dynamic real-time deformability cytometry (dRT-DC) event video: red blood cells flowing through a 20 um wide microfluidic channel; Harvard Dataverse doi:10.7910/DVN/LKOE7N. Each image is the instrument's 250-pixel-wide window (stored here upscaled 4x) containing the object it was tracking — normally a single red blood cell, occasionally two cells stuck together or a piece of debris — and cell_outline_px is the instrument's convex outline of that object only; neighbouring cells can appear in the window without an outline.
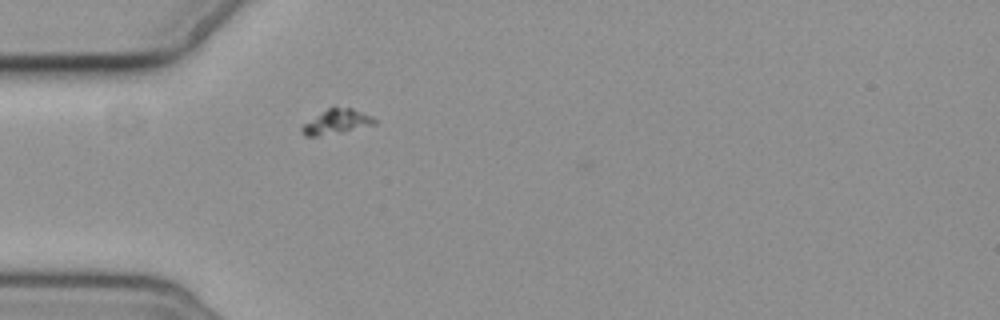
{"species": "common noctule bat (a hibernating species)", "species_latin": "Nyctalus noctula", "temperature_condition": "cold", "stored_images_in_passage": 1, "camera_frame_rate_fps": 3000, "um_per_image_px": 0.085, "animal": {"sex": "female", "body_mass_g": 19.3, "forearm_length_mm": 54.1}, "frame": {"image": 1, "passage_image": 1, "time_ms": 0.0, "image_size_px": [1000, 320], "cell_outline_px": [[376, 124], [340, 132], [320, 136], [304, 136], [300, 132], [300, 128], [304, 124], [332, 104], [352, 108], [372, 116], [376, 120]], "centroid_in_image_um": [28.59, 10.31], "position_along_channel_um": 56.4, "area_um2": 10.64}}